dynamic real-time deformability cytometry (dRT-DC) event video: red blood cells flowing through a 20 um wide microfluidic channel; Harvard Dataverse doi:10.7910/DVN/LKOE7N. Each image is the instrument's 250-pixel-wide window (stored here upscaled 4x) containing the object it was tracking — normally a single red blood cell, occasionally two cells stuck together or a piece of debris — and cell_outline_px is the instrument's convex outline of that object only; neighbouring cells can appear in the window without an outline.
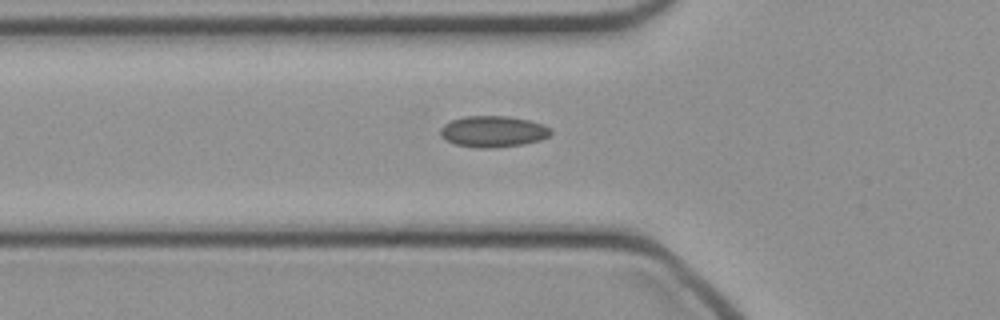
{"species": "common noctule bat (a hibernating species)", "species_latin": "Nyctalus noctula", "temperature_condition": "cold", "stored_images_in_passage": 30, "camera_frame_rate_fps": 3000, "um_per_image_px": 0.085, "animal": {"sex": "female", "body_mass_g": 21.9}, "frame": {"image": 1, "passage_image": 3, "time_ms": 0.667, "image_size_px": [1000, 320], "cell_outline_px": [[552, 132], [548, 136], [540, 140], [524, 144], [496, 148], [480, 148], [456, 144], [440, 136], [440, 128], [444, 124], [452, 120], [464, 116], [508, 116], [528, 120], [544, 124]], "centroid_in_image_um": [41.91, 11.18], "position_along_channel_um": 83.9, "area_um2": 20.06}}
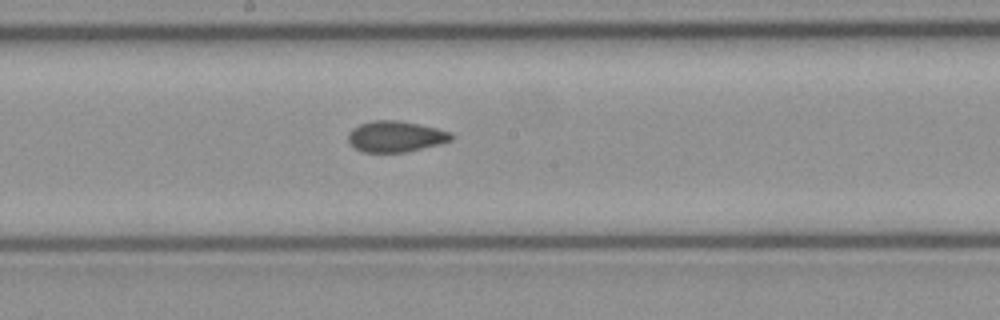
{"frame": {"image": 2, "passage_image": 12, "time_ms": 3.667, "image_size_px": [1000, 320], "cell_outline_px": [[456, 136], [452, 140], [440, 144], [408, 152], [364, 152], [356, 148], [348, 140], [348, 132], [352, 128], [360, 124], [372, 120], [400, 120], [436, 128], [452, 132]], "centroid_in_image_um": [33.66, 11.6], "position_along_channel_um": 214.5, "area_um2": 18.79}}
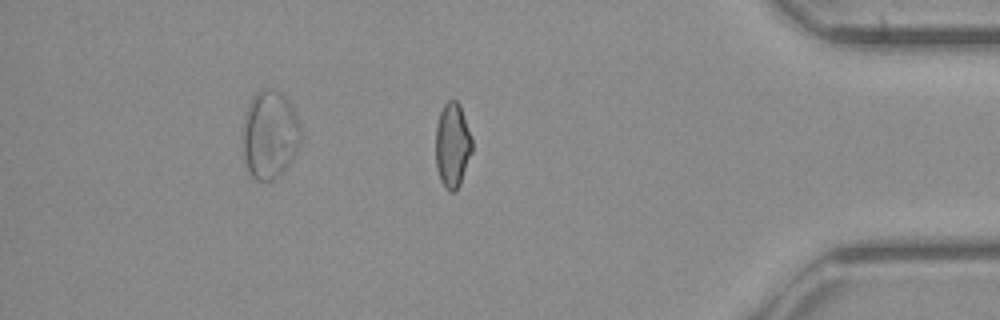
{"frame": {"image": 3, "passage_image": 27, "time_ms": 8.667, "image_size_px": [1000, 320], "cell_outline_px": [[472, 152], [460, 184], [456, 192], [448, 192], [444, 188], [440, 180], [436, 168], [436, 124], [440, 112], [444, 104], [448, 100], [456, 100], [460, 104], [472, 136]], "centroid_in_image_um": [38.46, 12.36], "position_along_channel_um": 396.7, "area_um2": 18.32}}